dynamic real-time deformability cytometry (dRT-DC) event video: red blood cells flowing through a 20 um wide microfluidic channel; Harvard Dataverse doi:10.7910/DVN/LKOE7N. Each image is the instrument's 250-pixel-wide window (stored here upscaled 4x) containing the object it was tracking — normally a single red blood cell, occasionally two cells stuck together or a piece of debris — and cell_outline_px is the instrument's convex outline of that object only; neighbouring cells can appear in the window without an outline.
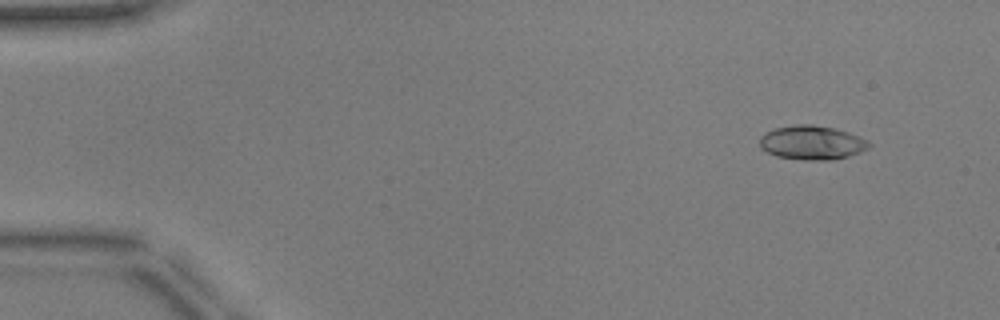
{"species": "common noctule bat (a hibernating species)", "species_latin": "Nyctalus noctula", "temperature_condition": "warm", "stored_images_in_passage": 50, "camera_frame_rate_fps": 3000, "um_per_image_px": 0.085, "animal": {"sex": "male", "body_mass_g": 17.9, "forearm_length_mm": 54.2}, "frame": {"image": 1, "passage_image": 3, "time_ms": 0.667, "image_size_px": [1000, 320], "cell_outline_px": [[872, 144], [868, 148], [860, 152], [848, 156], [832, 160], [804, 160], [776, 156], [760, 148], [760, 136], [764, 132], [776, 128], [796, 124], [812, 124], [836, 128], [860, 136]], "centroid_in_image_um": [69.01, 12.12], "position_along_channel_um": 16.0, "area_um2": 21.85}}
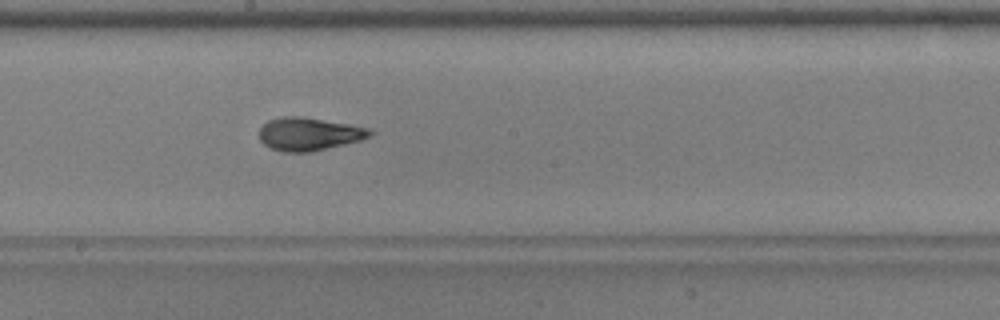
{"frame": {"image": 2, "passage_image": 27, "time_ms": 8.667, "image_size_px": [1000, 320], "cell_outline_px": [[376, 132], [372, 136], [360, 140], [312, 152], [284, 152], [272, 148], [264, 144], [260, 140], [260, 128], [268, 120], [284, 116], [304, 116], [352, 124], [372, 128]], "centroid_in_image_um": [26.33, 11.37], "position_along_channel_um": 221.9, "area_um2": 21.62}}
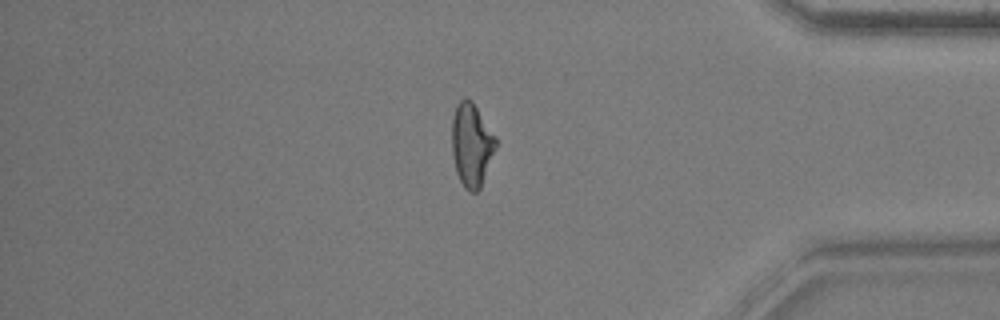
{"frame": {"image": 3, "passage_image": 42, "time_ms": 13.667, "image_size_px": [1000, 320], "cell_outline_px": [[496, 148], [480, 188], [476, 192], [468, 192], [464, 188], [456, 172], [452, 152], [452, 116], [456, 104], [464, 96], [472, 100], [496, 136]], "centroid_in_image_um": [40.07, 12.28], "position_along_channel_um": 395.1, "area_um2": 21.5}, "authors_computed_cell_mechanics": {"area_um2": 21.0103, "velocity_mm_per_s": 3.9589, "shape_relaxation_time_tau1_ms": 4.9166, "shape_relaxation_time_tau2_ms": 1.7328, "deformation_change_tau1": 0.183, "deformation_change_tau2": 0.0837}}